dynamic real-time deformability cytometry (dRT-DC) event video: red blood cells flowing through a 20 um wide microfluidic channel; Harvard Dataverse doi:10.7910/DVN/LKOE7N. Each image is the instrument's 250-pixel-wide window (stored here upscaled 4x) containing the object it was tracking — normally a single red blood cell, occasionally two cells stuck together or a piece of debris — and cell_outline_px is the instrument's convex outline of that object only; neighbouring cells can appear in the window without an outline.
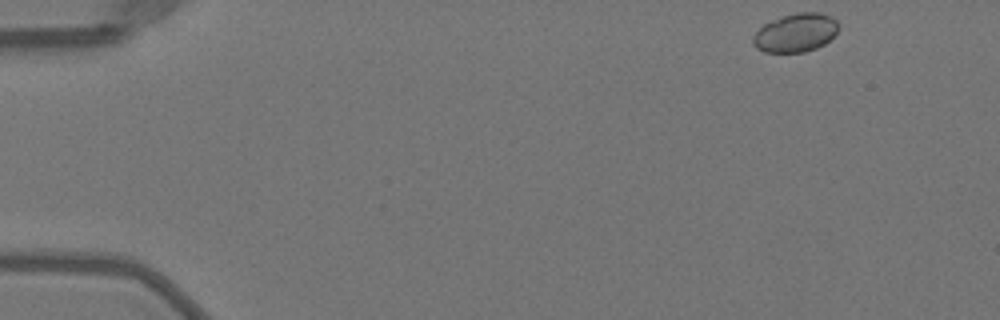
{"species": "Egyptian fruit bat (a non-hibernating species)", "species_latin": "Rousettus aegyptiacus", "temperature_condition": "warm", "stored_images_in_passage": 47, "camera_frame_rate_fps": 3000, "um_per_image_px": 0.085, "animal": {"sex": "female"}, "frame": {"image": 1, "passage_image": 1, "time_ms": 0.0, "image_size_px": [1000, 320], "cell_outline_px": [[840, 28], [824, 44], [816, 48], [804, 52], [764, 52], [756, 48], [752, 44], [752, 36], [764, 24], [772, 20], [784, 16], [800, 12], [820, 12], [832, 16], [836, 20]], "centroid_in_image_um": [67.63, 2.78], "position_along_channel_um": 17.4, "area_um2": 19.19}}
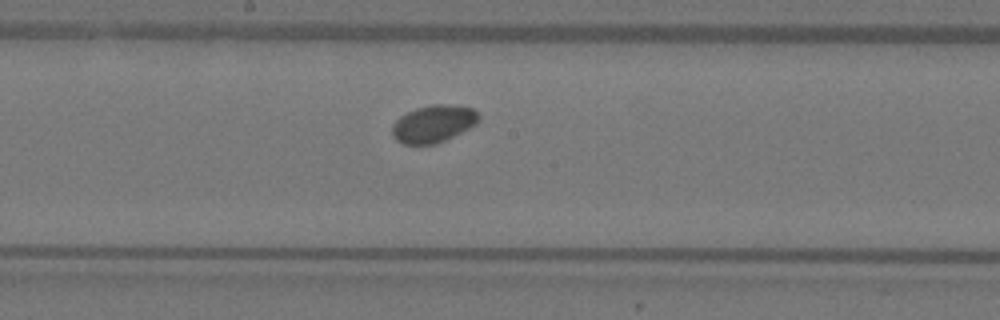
{"frame": {"image": 2, "passage_image": 24, "time_ms": 7.667, "image_size_px": [1000, 320], "cell_outline_px": [[480, 116], [476, 124], [436, 144], [404, 144], [396, 140], [392, 136], [392, 128], [396, 120], [400, 116], [416, 108], [432, 104], [456, 104], [472, 108]], "centroid_in_image_um": [36.83, 10.5], "position_along_channel_um": 211.4, "area_um2": 18.73}}
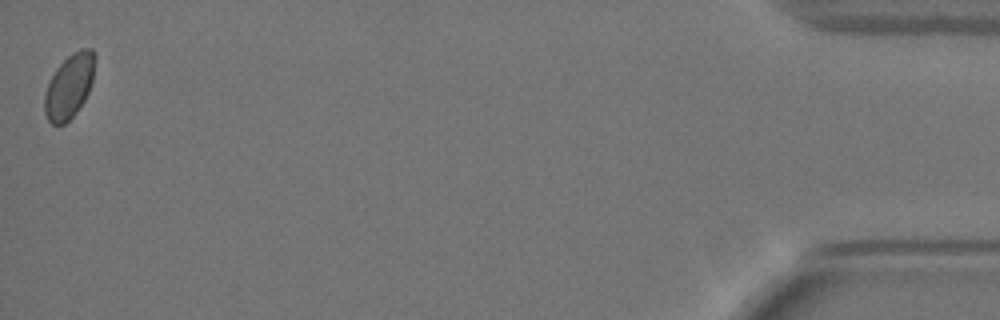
{"frame": {"image": 3, "passage_image": 47, "time_ms": 15.333, "image_size_px": [1000, 320], "cell_outline_px": [[96, 56], [92, 80], [88, 92], [84, 100], [76, 112], [64, 124], [52, 124], [48, 120], [44, 112], [44, 96], [48, 84], [56, 68], [72, 52], [80, 48], [92, 48]], "centroid_in_image_um": [5.89, 7.3], "position_along_channel_um": 429.3, "area_um2": 18.73}, "authors_computed_cell_mechanics": {"area_um2": 18.8428, "velocity_mm_per_s": 4.0091, "shape_relaxation_time_tau1_ms": null, "shape_relaxation_time_tau2_ms": 10.3335, "deformation_change_tau1": null, "deformation_change_tau2": 0.0607}}